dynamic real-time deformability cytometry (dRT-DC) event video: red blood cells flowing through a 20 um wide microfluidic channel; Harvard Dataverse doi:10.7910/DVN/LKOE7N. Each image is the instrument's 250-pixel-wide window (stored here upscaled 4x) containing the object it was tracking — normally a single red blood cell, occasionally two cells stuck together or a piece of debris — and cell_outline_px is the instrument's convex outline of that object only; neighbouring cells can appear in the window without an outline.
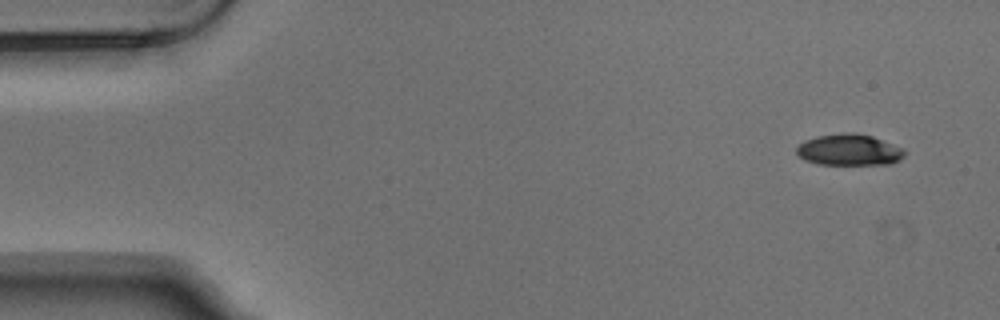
{"species": "Egyptian fruit bat (a non-hibernating species)", "species_latin": "Rousettus aegyptiacus", "temperature_condition": "warm", "stored_images_in_passage": 5, "camera_frame_rate_fps": 3000, "um_per_image_px": 0.085, "animal": {"sex": "male"}, "frame": {"image": 1, "passage_image": 1, "time_ms": 0.0, "image_size_px": [1000, 320], "cell_outline_px": [[908, 152], [900, 160], [888, 164], [820, 164], [804, 160], [796, 152], [796, 148], [804, 140], [816, 136], [840, 132], [856, 132], [872, 136], [904, 148]], "centroid_in_image_um": [72.2, 12.72], "position_along_channel_um": 12.8, "area_um2": 19.94}}
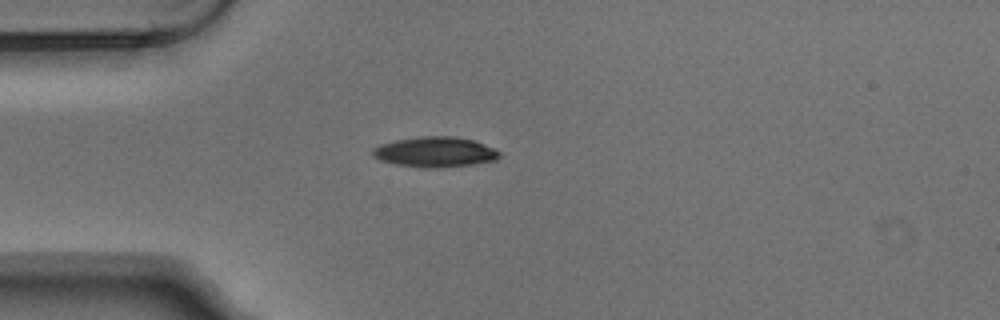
{"frame": {"image": 2, "passage_image": 4, "time_ms": 1.0, "image_size_px": [1000, 320], "cell_outline_px": [[500, 156], [496, 160], [472, 164], [440, 168], [428, 168], [396, 164], [380, 160], [372, 156], [372, 148], [380, 144], [396, 140], [420, 136], [452, 136], [472, 140], [484, 144], [500, 152]], "centroid_in_image_um": [36.95, 12.92], "position_along_channel_um": 48.0, "area_um2": 22.25}}